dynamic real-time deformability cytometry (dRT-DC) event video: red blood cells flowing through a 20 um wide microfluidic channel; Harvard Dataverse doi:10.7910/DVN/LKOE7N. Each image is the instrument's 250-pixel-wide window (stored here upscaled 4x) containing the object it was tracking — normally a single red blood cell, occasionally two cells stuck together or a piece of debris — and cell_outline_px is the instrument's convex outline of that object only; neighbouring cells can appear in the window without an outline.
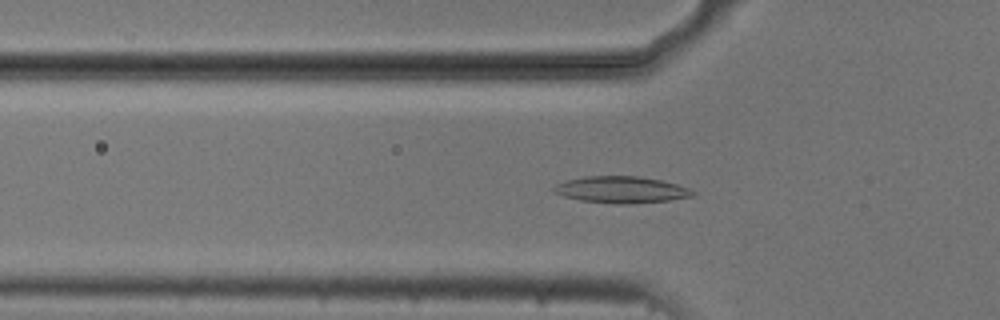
{"species": "common noctule bat (a hibernating species)", "species_latin": "Nyctalus noctula", "temperature_condition": "cold", "stored_images_in_passage": 54, "camera_frame_rate_fps": 3000, "um_per_image_px": 0.085, "animal": {"sex": "male", "body_mass_g": 20.5, "forearm_length_mm": 52.5}, "frame": {"image": 1, "passage_image": 18, "time_ms": 5.667, "image_size_px": [1000, 320], "cell_outline_px": [[696, 196], [668, 200], [628, 204], [616, 204], [580, 200], [564, 196], [552, 192], [552, 188], [556, 184], [568, 180], [588, 176], [640, 176], [660, 180], [676, 184], [688, 188], [696, 192]], "centroid_in_image_um": [52.81, 16.13], "position_along_channel_um": 73.0, "area_um2": 21.5}}
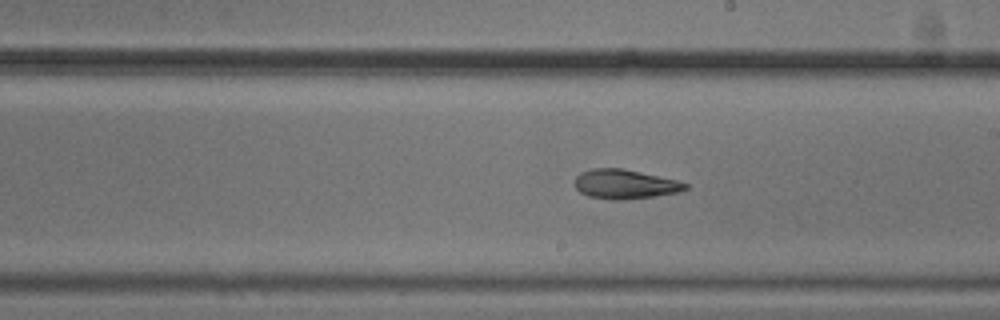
{"frame": {"image": 2, "passage_image": 31, "time_ms": 10.0, "image_size_px": [1000, 320], "cell_outline_px": [[688, 188], [680, 192], [624, 200], [612, 200], [588, 196], [580, 192], [576, 188], [576, 176], [580, 172], [592, 168], [624, 168], [676, 180], [688, 184]], "centroid_in_image_um": [53.11, 15.65], "position_along_channel_um": 235.9, "area_um2": 18.9}}
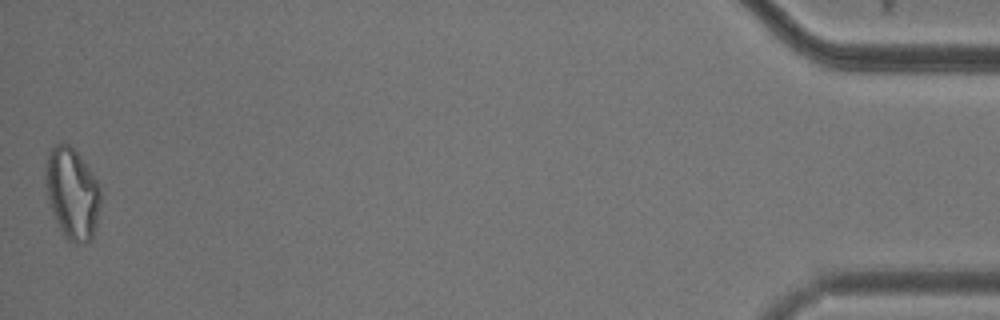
{"frame": {"image": 3, "passage_image": 54, "time_ms": 17.667, "image_size_px": [1000, 320], "cell_outline_px": [[100, 200], [96, 224], [92, 240], [84, 244], [68, 240], [64, 236], [52, 212], [48, 200], [44, 184], [44, 180], [48, 152], [60, 140], [68, 144], [80, 156], [92, 172], [100, 188]], "centroid_in_image_um": [6.11, 16.42], "position_along_channel_um": 429.1, "area_um2": 29.3}, "authors_computed_cell_mechanics": {"area_um2": 20.7213, "velocity_mm_per_s": 3.736, "shape_relaxation_time_tau1_ms": 5.862, "shape_relaxation_time_tau2_ms": 6.4327, "deformation_change_tau1": 0.1562, "deformation_change_tau2": 0.1604}}